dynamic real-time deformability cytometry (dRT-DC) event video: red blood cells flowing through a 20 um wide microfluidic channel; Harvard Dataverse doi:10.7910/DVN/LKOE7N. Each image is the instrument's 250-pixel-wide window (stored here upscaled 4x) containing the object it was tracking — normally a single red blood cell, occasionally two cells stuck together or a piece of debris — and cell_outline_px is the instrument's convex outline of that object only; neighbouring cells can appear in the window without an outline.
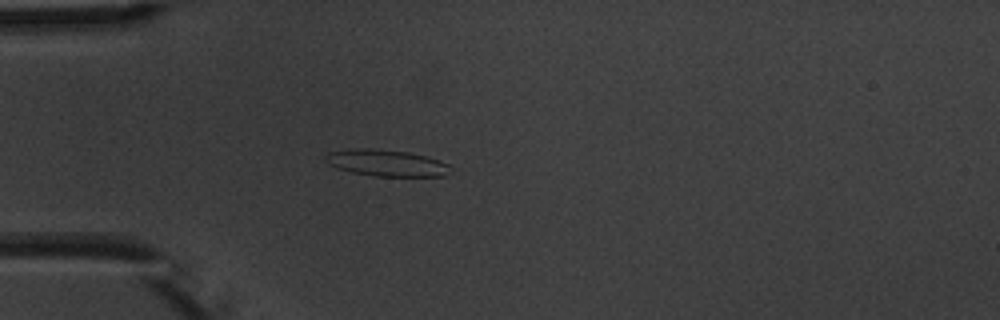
{"species": "common noctule bat (a hibernating species)", "species_latin": "Nyctalus noctula", "temperature_condition": "warm", "stored_images_in_passage": 3, "camera_frame_rate_fps": 3000, "um_per_image_px": 0.085, "animal": {"sex": "male", "body_mass_g": 20.1, "forearm_length_mm": 53.5}, "frame": {"image": 1, "passage_image": 3, "time_ms": 3.333, "image_size_px": [1000, 320], "cell_outline_px": [[448, 164], [444, 176], [376, 176], [352, 172], [336, 168], [328, 164], [324, 160], [324, 156], [328, 152], [352, 148], [376, 148], [408, 152], [424, 156]], "centroid_in_image_um": [32.71, 13.83], "position_along_channel_um": 52.3, "area_um2": 19.13}}